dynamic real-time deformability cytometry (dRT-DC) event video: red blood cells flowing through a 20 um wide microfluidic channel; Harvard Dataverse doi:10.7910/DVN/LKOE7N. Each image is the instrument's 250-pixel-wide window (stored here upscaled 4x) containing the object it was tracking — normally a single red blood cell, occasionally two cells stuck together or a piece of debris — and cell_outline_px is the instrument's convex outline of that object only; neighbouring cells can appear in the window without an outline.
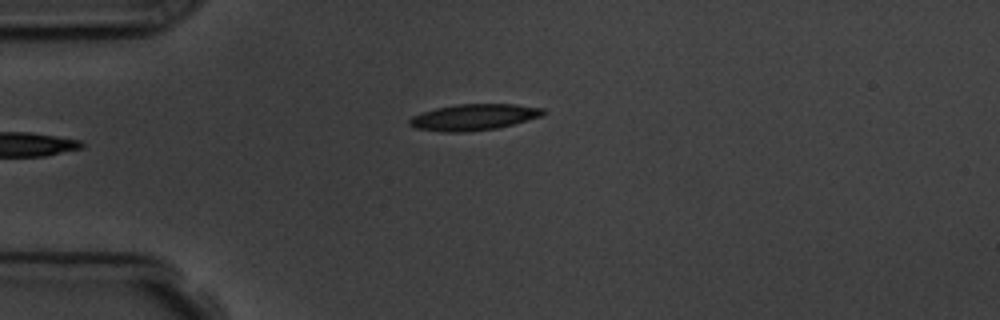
{"species": "common noctule bat (a hibernating species)", "species_latin": "Nyctalus noctula", "temperature_condition": "room temperature", "stored_images_in_passage": 5, "camera_frame_rate_fps": 3000, "um_per_image_px": 0.085, "animal": {"sex": "male", "body_mass_g": 19.5, "forearm_length_mm": 54.6}, "frame": {"image": 1, "passage_image": 5, "time_ms": 4.667, "image_size_px": [1000, 320], "cell_outline_px": [[544, 112], [540, 116], [512, 124], [496, 128], [464, 132], [444, 132], [416, 128], [408, 124], [408, 120], [412, 116], [436, 108], [456, 104], [516, 104], [544, 108]], "centroid_in_image_um": [40.23, 9.95], "position_along_channel_um": 44.8, "area_um2": 20.17}}